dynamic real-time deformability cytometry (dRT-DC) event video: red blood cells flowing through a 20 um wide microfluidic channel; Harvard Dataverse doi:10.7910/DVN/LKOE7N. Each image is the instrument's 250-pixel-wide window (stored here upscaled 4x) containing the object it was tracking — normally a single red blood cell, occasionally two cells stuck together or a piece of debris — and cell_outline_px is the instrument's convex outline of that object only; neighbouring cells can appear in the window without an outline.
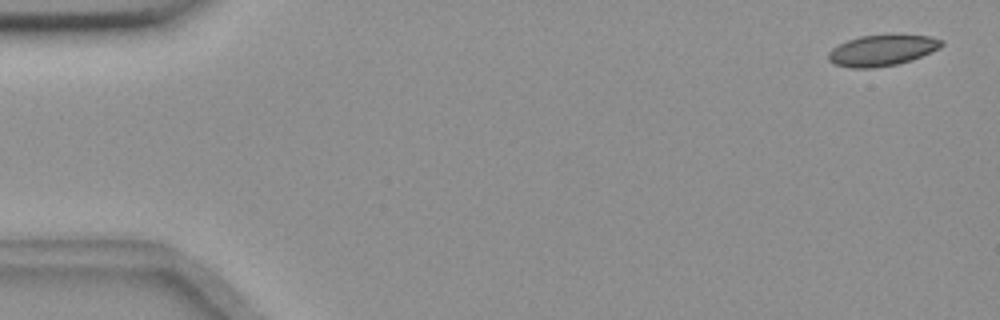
{"species": "common noctule bat (a hibernating species)", "species_latin": "Nyctalus noctula", "temperature_condition": "room temperature", "stored_images_in_passage": 56, "camera_frame_rate_fps": 3000, "um_per_image_px": 0.085, "animal": {"sex": "female", "body_mass_g": 18.4}, "frame": {"image": 1, "passage_image": 2, "time_ms": 0.333, "image_size_px": [1000, 320], "cell_outline_px": [[944, 44], [940, 48], [912, 60], [896, 64], [872, 68], [852, 68], [836, 64], [828, 60], [828, 52], [832, 48], [848, 40], [860, 36], [928, 36], [944, 40]], "centroid_in_image_um": [74.97, 4.3], "position_along_channel_um": 10.0, "area_um2": 20.0}}
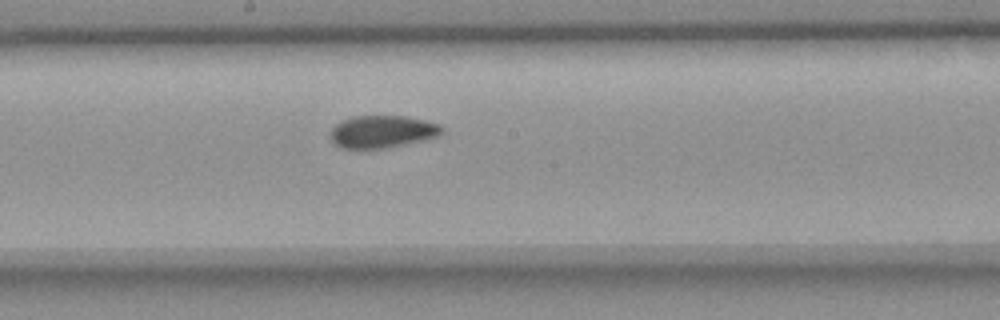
{"frame": {"image": 2, "passage_image": 30, "time_ms": 9.667, "image_size_px": [1000, 320], "cell_outline_px": [[444, 132], [440, 136], [424, 140], [384, 148], [340, 148], [332, 140], [332, 128], [336, 124], [352, 116], [404, 116], [424, 120], [440, 124], [444, 128]], "centroid_in_image_um": [32.55, 11.18], "position_along_channel_um": 215.6, "area_um2": 20.92}}
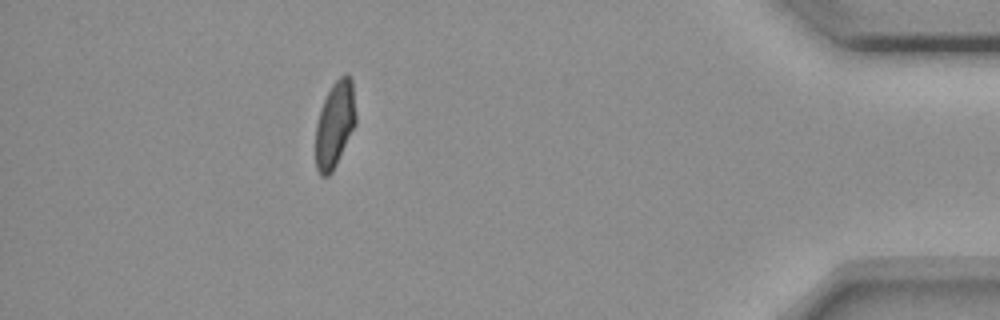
{"frame": {"image": 3, "passage_image": 50, "time_ms": 16.333, "image_size_px": [1000, 320], "cell_outline_px": [[356, 124], [332, 172], [328, 176], [320, 176], [316, 168], [316, 124], [324, 100], [332, 84], [344, 72], [352, 80], [356, 116]], "centroid_in_image_um": [28.47, 10.57], "position_along_channel_um": 406.7, "area_um2": 20.06}, "authors_computed_cell_mechanics": {"area_um2": 21.097, "velocity_mm_per_s": 3.6341, "shape_relaxation_time_tau1_ms": null, "shape_relaxation_time_tau2_ms": 2.8522, "deformation_change_tau1": null, "deformation_change_tau2": 0.0644}}